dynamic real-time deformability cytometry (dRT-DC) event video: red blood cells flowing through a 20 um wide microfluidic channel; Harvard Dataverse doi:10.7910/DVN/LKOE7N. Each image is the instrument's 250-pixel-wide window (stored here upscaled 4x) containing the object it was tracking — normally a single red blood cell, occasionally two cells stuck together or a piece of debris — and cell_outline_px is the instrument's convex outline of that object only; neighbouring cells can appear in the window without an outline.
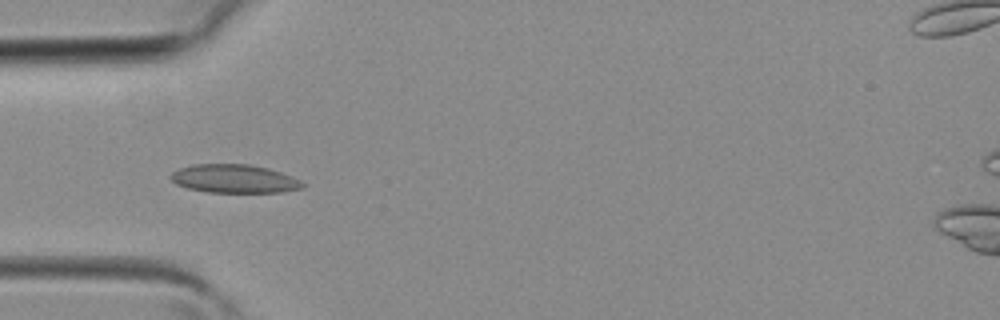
{"species": "common noctule bat (a hibernating species)", "species_latin": "Nyctalus noctula", "temperature_condition": "room temperature", "stored_images_in_passage": 15, "camera_frame_rate_fps": 3000, "um_per_image_px": 0.085, "animal": {"sex": "female", "body_mass_g": 19.3, "forearm_length_mm": 54.1}, "frame": {"image": 1, "passage_image": 2, "time_ms": 0.333, "image_size_px": [1000, 320], "cell_outline_px": [[304, 188], [284, 192], [208, 192], [188, 188], [176, 184], [168, 176], [172, 172], [180, 168], [192, 164], [248, 164], [268, 168], [292, 176], [300, 180], [304, 184]], "centroid_in_image_um": [19.91, 15.19], "position_along_channel_um": 65.1, "area_um2": 21.91}}
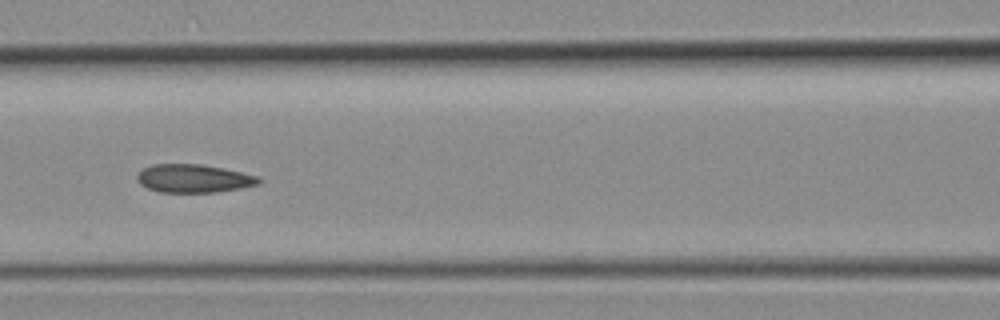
{"frame": {"image": 2, "passage_image": 7, "time_ms": 2.0, "image_size_px": [1000, 320], "cell_outline_px": [[264, 180], [260, 184], [240, 188], [216, 192], [160, 192], [148, 188], [140, 184], [136, 176], [144, 168], [152, 164], [200, 164], [224, 168], [260, 176]], "centroid_in_image_um": [16.52, 15.16], "position_along_channel_um": 150.1, "area_um2": 20.11}}
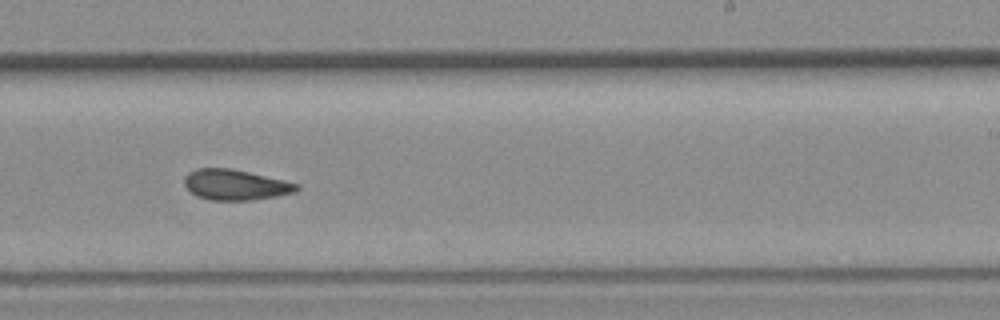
{"frame": {"image": 3, "passage_image": 14, "time_ms": 4.333, "image_size_px": [1000, 320], "cell_outline_px": [[300, 188], [296, 192], [276, 196], [252, 200], [212, 200], [196, 196], [184, 184], [184, 176], [188, 172], [196, 168], [232, 168], [284, 180], [300, 184]], "centroid_in_image_um": [20.02, 15.7], "position_along_channel_um": 269.0, "area_um2": 20.06}}